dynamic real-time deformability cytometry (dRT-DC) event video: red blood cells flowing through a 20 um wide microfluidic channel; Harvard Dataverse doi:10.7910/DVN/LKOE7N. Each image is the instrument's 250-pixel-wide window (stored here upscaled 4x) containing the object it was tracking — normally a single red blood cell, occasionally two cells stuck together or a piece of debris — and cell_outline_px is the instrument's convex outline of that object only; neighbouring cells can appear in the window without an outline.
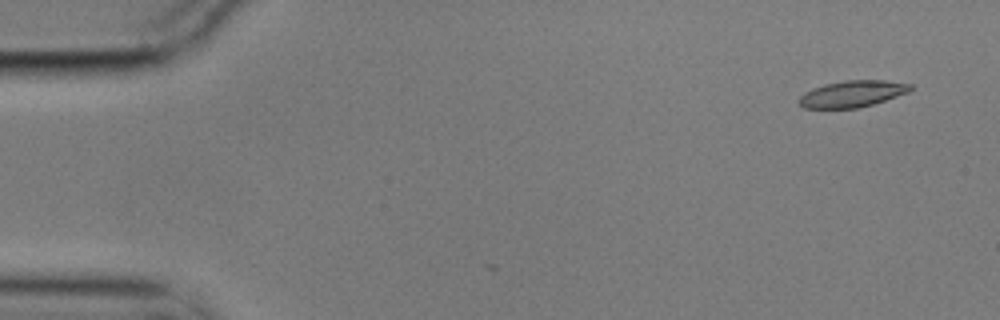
{"species": "common noctule bat (a hibernating species)", "species_latin": "Nyctalus noctula", "temperature_condition": "cold", "stored_images_in_passage": 5, "camera_frame_rate_fps": 3000, "um_per_image_px": 0.085, "animal": {"sex": "male", "body_mass_g": 17.9}, "frame": {"image": 1, "passage_image": 1, "time_ms": 0.0, "image_size_px": [1000, 320], "cell_outline_px": [[912, 88], [908, 92], [872, 104], [856, 108], [804, 108], [800, 104], [800, 96], [804, 92], [812, 88], [824, 84], [844, 80], [884, 80], [912, 84]], "centroid_in_image_um": [72.43, 7.96], "position_along_channel_um": 12.6, "area_um2": 17.05}}